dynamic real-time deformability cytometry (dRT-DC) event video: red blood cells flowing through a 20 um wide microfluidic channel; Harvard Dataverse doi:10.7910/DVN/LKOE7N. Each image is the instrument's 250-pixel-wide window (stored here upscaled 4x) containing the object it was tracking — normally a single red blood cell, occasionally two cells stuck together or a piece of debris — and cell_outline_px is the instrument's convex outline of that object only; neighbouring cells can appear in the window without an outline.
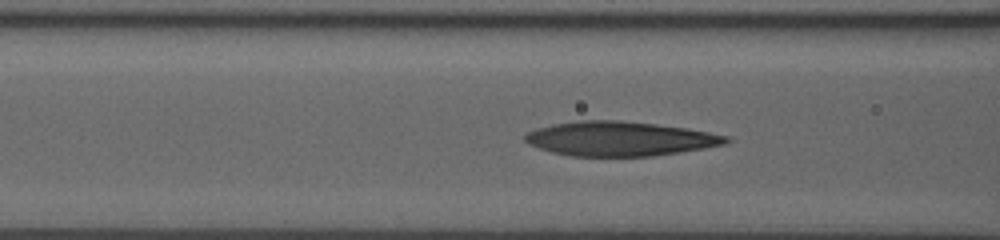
{"species": "human", "species_latin": "Homo sapiens", "temperature_condition": "room temperature", "stored_images_in_passage": 16, "camera_frame_rate_fps": 3000, "um_per_image_px": 0.085, "donor": {"sex": "male"}, "frame": {"image": 1, "passage_image": 10, "time_ms": 6.333, "image_size_px": [1000, 240], "cell_outline_px": [[732, 140], [724, 144], [704, 148], [652, 156], [572, 156], [552, 152], [528, 144], [524, 140], [524, 136], [528, 132], [536, 128], [552, 124], [580, 120], [620, 120], [656, 124], [684, 128], [708, 132], [728, 136]], "centroid_in_image_um": [52.66, 11.79], "position_along_channel_um": 113.9, "area_um2": 40.17}}
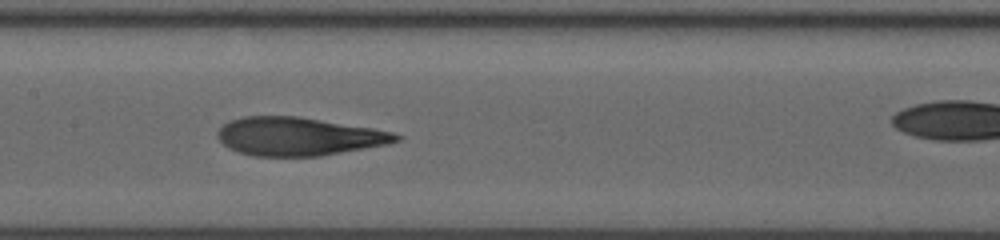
{"frame": {"image": 2, "passage_image": 12, "time_ms": 8.0, "image_size_px": [1000, 240], "cell_outline_px": [[404, 136], [400, 140], [388, 144], [320, 156], [252, 156], [228, 148], [216, 136], [216, 132], [228, 120], [244, 116], [296, 116], [372, 128], [396, 132]], "centroid_in_image_um": [25.38, 11.6], "position_along_channel_um": 182.0, "area_um2": 39.88}}
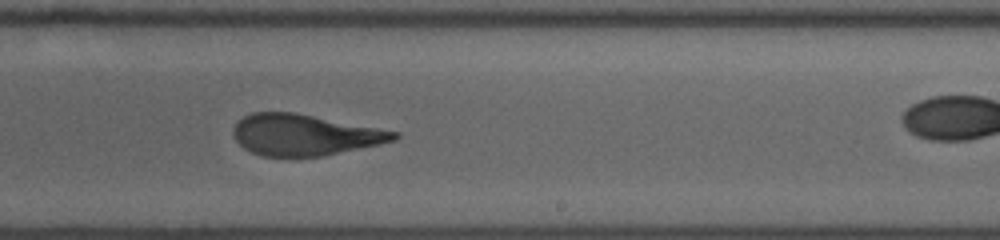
{"frame": {"image": 3, "passage_image": 14, "time_ms": 10.0, "image_size_px": [1000, 240], "cell_outline_px": [[400, 136], [396, 140], [380, 144], [320, 156], [264, 156], [252, 152], [244, 148], [236, 140], [232, 132], [236, 120], [252, 112], [292, 112], [400, 132]], "centroid_in_image_um": [25.87, 11.45], "position_along_channel_um": 263.1, "area_um2": 38.21}}